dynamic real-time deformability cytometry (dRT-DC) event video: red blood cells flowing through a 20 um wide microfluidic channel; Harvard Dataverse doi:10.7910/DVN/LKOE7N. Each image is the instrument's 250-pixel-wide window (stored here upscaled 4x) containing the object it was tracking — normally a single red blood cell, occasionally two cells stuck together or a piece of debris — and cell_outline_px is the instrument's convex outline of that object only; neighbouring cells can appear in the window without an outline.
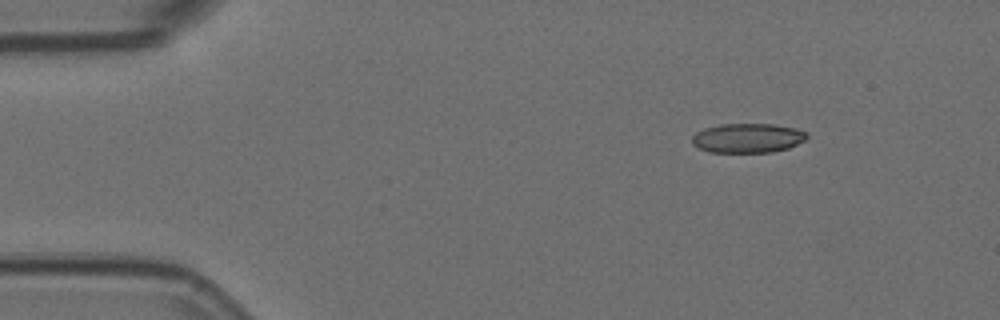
{"species": "Egyptian fruit bat (a non-hibernating species)", "species_latin": "Rousettus aegyptiacus", "temperature_condition": "room temperature", "stored_images_in_passage": 9, "camera_frame_rate_fps": 3000, "um_per_image_px": 0.085, "animal": {"sex": "female"}, "frame": {"image": 1, "passage_image": 1, "time_ms": 0.0, "image_size_px": [1000, 320], "cell_outline_px": [[808, 136], [804, 140], [788, 148], [772, 152], [708, 152], [692, 144], [692, 136], [696, 132], [704, 128], [720, 124], [776, 124], [796, 128], [808, 132]], "centroid_in_image_um": [63.56, 11.72], "position_along_channel_um": 21.4, "area_um2": 19.77}}
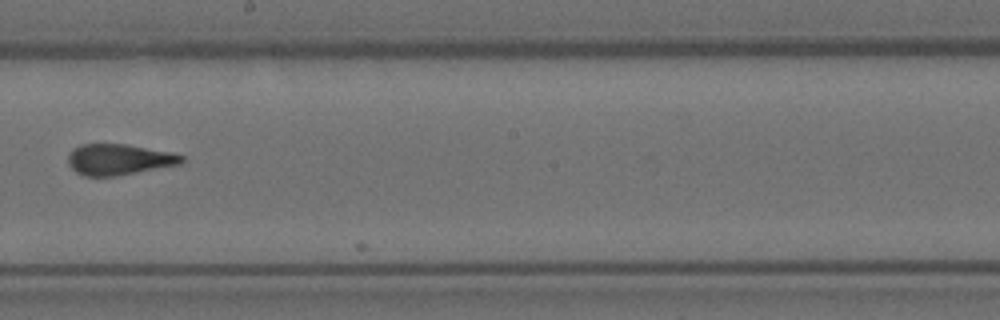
{"frame": {"image": 2, "passage_image": 8, "time_ms": 2.333, "image_size_px": [1000, 320], "cell_outline_px": [[184, 160], [180, 164], [116, 176], [84, 176], [76, 172], [68, 164], [68, 156], [72, 148], [80, 144], [128, 144], [172, 152], [184, 156]], "centroid_in_image_um": [10.09, 13.55], "position_along_channel_um": 238.1, "area_um2": 20.58}}